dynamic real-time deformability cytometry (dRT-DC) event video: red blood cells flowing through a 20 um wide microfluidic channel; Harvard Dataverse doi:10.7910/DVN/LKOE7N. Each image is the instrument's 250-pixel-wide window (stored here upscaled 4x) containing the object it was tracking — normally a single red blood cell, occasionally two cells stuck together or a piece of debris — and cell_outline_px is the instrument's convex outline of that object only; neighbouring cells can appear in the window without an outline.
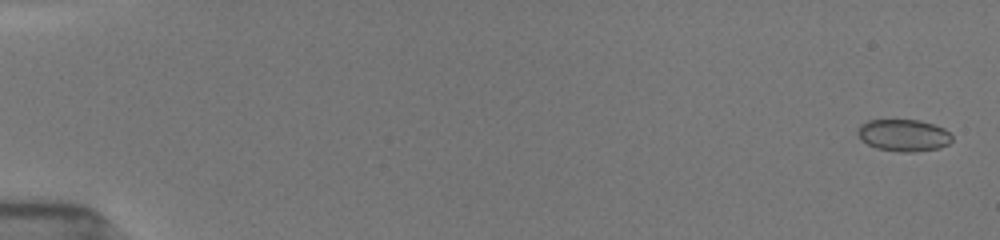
{"species": "common noctule bat (a hibernating species)", "species_latin": "Nyctalus noctula", "temperature_condition": "room temperature", "stored_images_in_passage": 54, "camera_frame_rate_fps": 3000, "um_per_image_px": 0.085, "animal": {"sex": "female", "body_mass_g": 19.5, "forearm_length_mm": 54.1}, "frame": {"image": 1, "passage_image": 2, "time_ms": 0.333, "image_size_px": [1000, 240], "cell_outline_px": [[952, 140], [948, 144], [936, 148], [912, 152], [900, 152], [876, 148], [860, 140], [856, 132], [856, 128], [860, 124], [868, 120], [920, 120], [944, 128], [952, 136]], "centroid_in_image_um": [76.75, 11.49], "position_along_channel_um": 8.3, "area_um2": 17.63}}
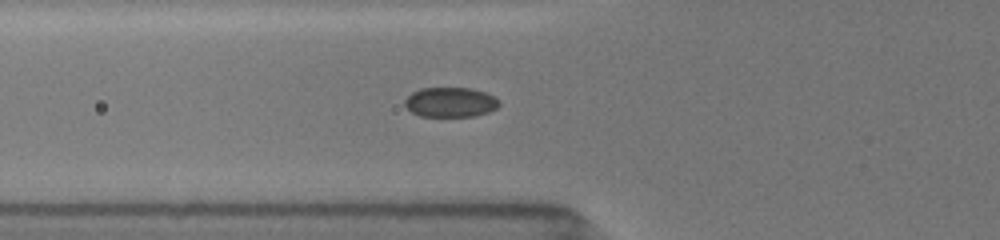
{"frame": {"image": 2, "passage_image": 21, "time_ms": 6.667, "image_size_px": [1000, 240], "cell_outline_px": [[500, 104], [496, 108], [488, 112], [476, 116], [420, 116], [412, 112], [404, 104], [404, 100], [412, 92], [420, 88], [472, 88], [496, 96], [500, 100]], "centroid_in_image_um": [38.31, 8.68], "position_along_channel_um": 87.5, "area_um2": 16.47}}
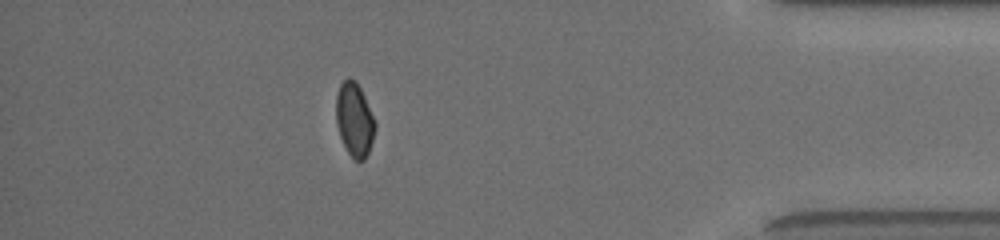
{"frame": {"image": 3, "passage_image": 48, "time_ms": 15.667, "image_size_px": [1000, 240], "cell_outline_px": [[376, 128], [368, 152], [364, 160], [356, 160], [348, 152], [340, 136], [336, 124], [336, 96], [340, 84], [348, 76], [356, 80], [376, 120]], "centroid_in_image_um": [30.13, 10.13], "position_along_channel_um": 405.1, "area_um2": 16.76}, "authors_computed_cell_mechanics": {"area_um2": 17.34, "velocity_mm_per_s": 3.9249, "shape_relaxation_time_tau1_ms": 5.1893, "shape_relaxation_time_tau2_ms": 3.0567, "deformation_change_tau1": 0.0912, "deformation_change_tau2": 0.041}}